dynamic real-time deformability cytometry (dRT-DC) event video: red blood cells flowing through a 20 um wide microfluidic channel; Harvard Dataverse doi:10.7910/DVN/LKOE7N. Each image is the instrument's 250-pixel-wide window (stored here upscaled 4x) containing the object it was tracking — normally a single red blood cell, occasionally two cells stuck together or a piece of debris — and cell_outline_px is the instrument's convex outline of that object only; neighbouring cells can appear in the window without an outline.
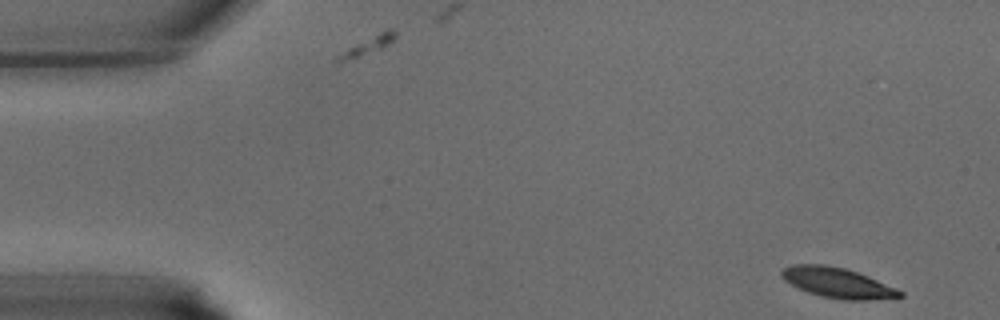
{"species": "common noctule bat (a hibernating species)", "species_latin": "Nyctalus noctula", "temperature_condition": "warm", "stored_images_in_passage": 9, "camera_frame_rate_fps": 3000, "um_per_image_px": 0.085, "animal": {"sex": "male", "body_mass_g": 15.6}, "frame": {"image": 1, "passage_image": 1, "time_ms": 0.0, "image_size_px": [1000, 320], "cell_outline_px": [[904, 296], [868, 300], [840, 300], [820, 296], [808, 292], [784, 280], [780, 276], [780, 272], [784, 268], [792, 264], [824, 264], [844, 268], [868, 276], [896, 288], [904, 292]], "centroid_in_image_um": [71.18, 24.04], "position_along_channel_um": 13.8, "area_um2": 20.75}}